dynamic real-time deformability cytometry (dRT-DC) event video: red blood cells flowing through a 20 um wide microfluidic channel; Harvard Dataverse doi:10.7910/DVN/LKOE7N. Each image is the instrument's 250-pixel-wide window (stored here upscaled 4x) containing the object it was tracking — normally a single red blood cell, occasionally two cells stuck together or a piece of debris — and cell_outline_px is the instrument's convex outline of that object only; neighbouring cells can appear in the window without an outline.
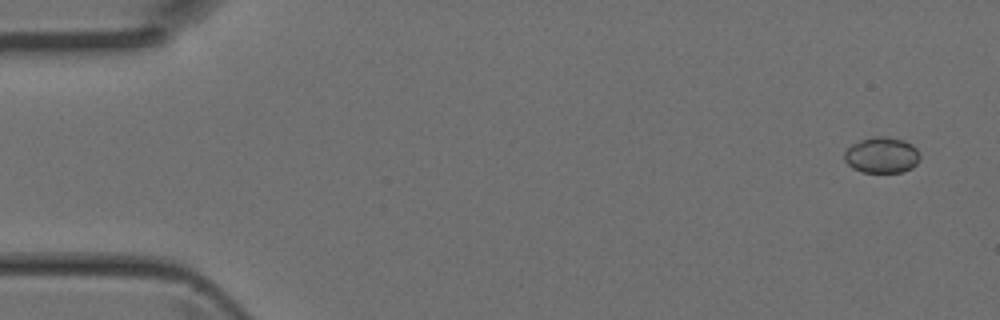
{"species": "Egyptian fruit bat (a non-hibernating species)", "species_latin": "Rousettus aegyptiacus", "temperature_condition": "room temperature", "stored_images_in_passage": 4, "camera_frame_rate_fps": 3000, "um_per_image_px": 0.085, "animal": {"sex": "female"}, "frame": {"image": 1, "passage_image": 1, "time_ms": 0.0, "image_size_px": [1000, 320], "cell_outline_px": [[920, 156], [916, 164], [912, 168], [904, 172], [864, 172], [852, 168], [844, 160], [844, 152], [852, 144], [860, 140], [872, 136], [888, 136], [904, 140], [912, 144], [916, 148]], "centroid_in_image_um": [74.95, 13.17], "position_along_channel_um": 10.0, "area_um2": 15.95}}
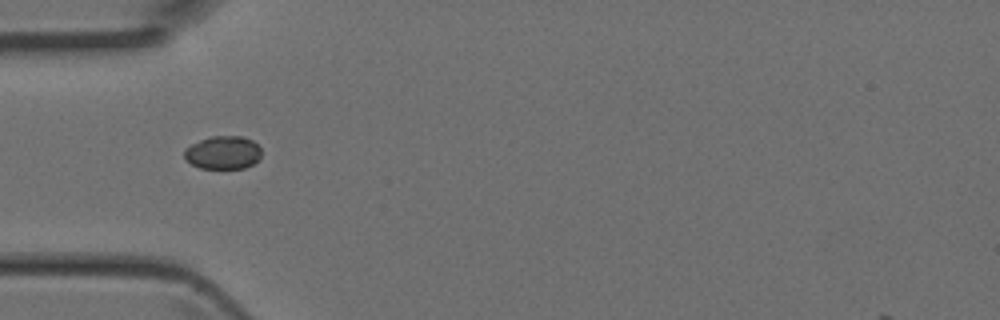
{"frame": {"image": 2, "passage_image": 4, "time_ms": 1.0, "image_size_px": [1000, 320], "cell_outline_px": [[260, 156], [252, 164], [244, 168], [200, 168], [184, 160], [184, 148], [200, 140], [212, 136], [240, 136], [252, 140], [260, 148]], "centroid_in_image_um": [18.91, 12.97], "position_along_channel_um": 66.1, "area_um2": 14.8}}